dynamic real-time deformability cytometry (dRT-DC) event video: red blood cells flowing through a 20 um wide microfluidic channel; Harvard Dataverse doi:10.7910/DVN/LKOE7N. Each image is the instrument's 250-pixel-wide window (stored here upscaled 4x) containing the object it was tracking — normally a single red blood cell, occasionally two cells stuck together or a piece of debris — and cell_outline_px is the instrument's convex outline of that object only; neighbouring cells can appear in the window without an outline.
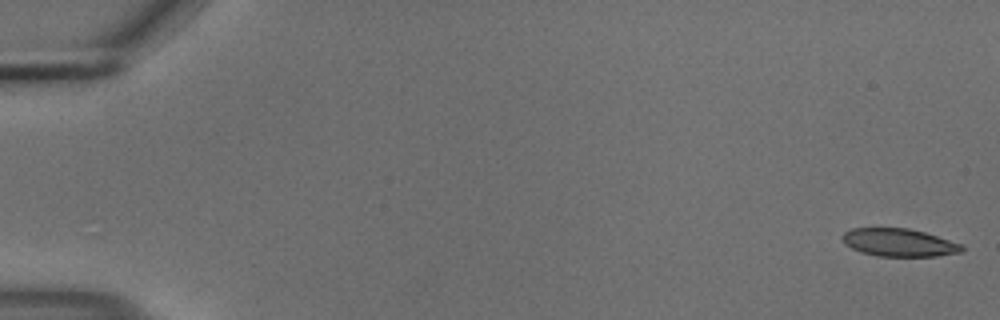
{"species": "common noctule bat (a hibernating species)", "species_latin": "Nyctalus noctula", "temperature_condition": "cold", "stored_images_in_passage": 55, "camera_frame_rate_fps": 3000, "um_per_image_px": 0.085, "animal": {"sex": "male", "body_mass_g": 18.8}, "frame": {"image": 1, "passage_image": 1, "time_ms": 0.0, "image_size_px": [1000, 320], "cell_outline_px": [[964, 252], [936, 256], [876, 256], [860, 252], [844, 244], [840, 236], [844, 232], [852, 228], [908, 228], [924, 232], [964, 244]], "centroid_in_image_um": [76.42, 20.62], "position_along_channel_um": 8.6, "area_um2": 19.65}}
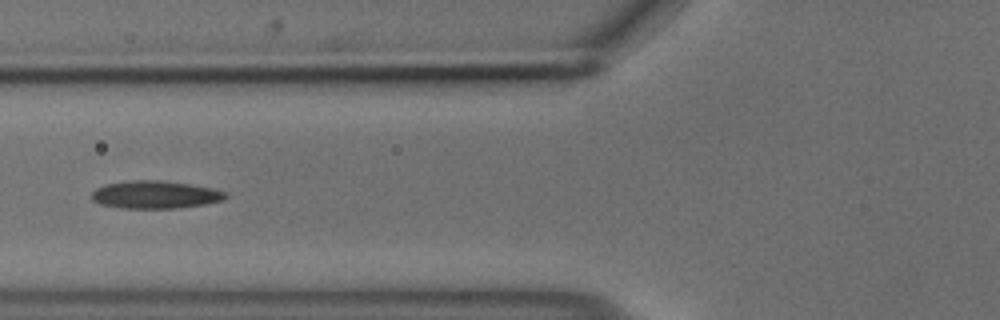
{"frame": {"image": 2, "passage_image": 22, "time_ms": 7.0, "image_size_px": [1000, 320], "cell_outline_px": [[228, 196], [224, 200], [204, 204], [180, 208], [120, 208], [100, 204], [92, 200], [92, 192], [96, 188], [108, 184], [132, 180], [160, 180], [216, 188], [228, 192]], "centroid_in_image_um": [13.24, 16.55], "position_along_channel_um": 112.6, "area_um2": 21.73}}
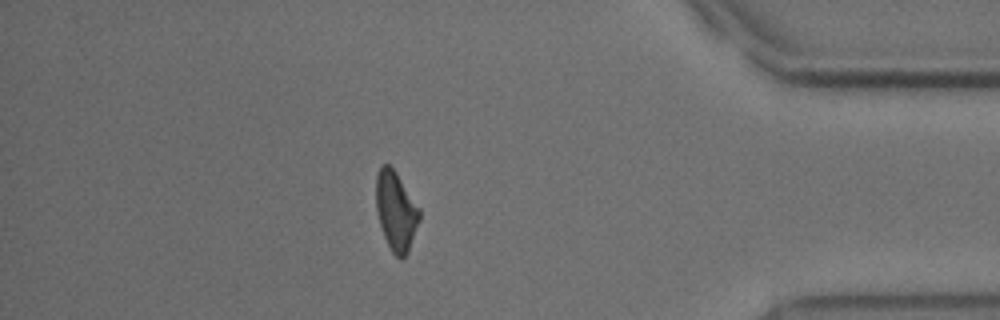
{"frame": {"image": 3, "passage_image": 48, "time_ms": 15.667, "image_size_px": [1000, 320], "cell_outline_px": [[420, 220], [408, 252], [400, 260], [392, 252], [384, 236], [380, 224], [376, 208], [376, 176], [380, 164], [388, 164], [396, 172], [420, 208]], "centroid_in_image_um": [33.66, 17.92], "position_along_channel_um": 401.5, "area_um2": 20.0}, "authors_computed_cell_mechanics": {"area_um2": 20.8658, "velocity_mm_per_s": 3.7008, "shape_relaxation_time_tau1_ms": 5.0046, "shape_relaxation_time_tau2_ms": 4.3668, "deformation_change_tau1": 0.1215, "deformation_change_tau2": 0.1193}}